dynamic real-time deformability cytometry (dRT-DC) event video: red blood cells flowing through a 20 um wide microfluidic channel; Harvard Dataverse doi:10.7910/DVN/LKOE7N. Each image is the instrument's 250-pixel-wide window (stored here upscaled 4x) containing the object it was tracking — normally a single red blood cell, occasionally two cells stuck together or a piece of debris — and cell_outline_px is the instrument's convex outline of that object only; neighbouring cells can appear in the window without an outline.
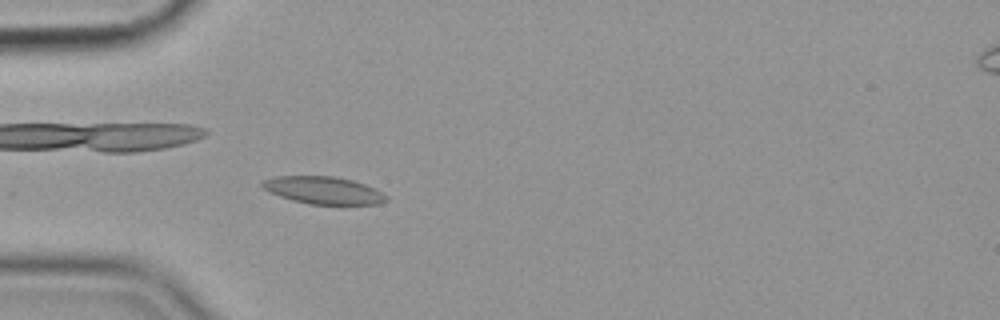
{"species": "common noctule bat (a hibernating species)", "species_latin": "Nyctalus noctula", "temperature_condition": "cold", "stored_images_in_passage": 45, "camera_frame_rate_fps": 3000, "um_per_image_px": 0.085, "animal": {"sex": "female", "body_mass_g": 19.9}, "frame": {"image": 1, "passage_image": 17, "time_ms": 5.333, "image_size_px": [1000, 320], "cell_outline_px": [[388, 200], [380, 204], [308, 204], [292, 200], [268, 192], [260, 184], [264, 180], [276, 176], [332, 176], [352, 180], [364, 184], [388, 196]], "centroid_in_image_um": [27.47, 16.18], "position_along_channel_um": 57.5, "area_um2": 19.65}}
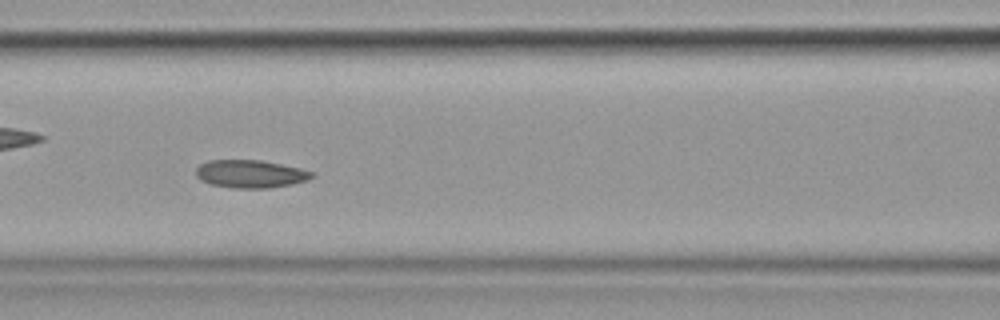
{"frame": {"image": 2, "passage_image": 25, "time_ms": 8.0, "image_size_px": [1000, 320], "cell_outline_px": [[316, 176], [308, 180], [292, 184], [268, 188], [236, 188], [212, 184], [200, 180], [196, 176], [196, 168], [200, 164], [208, 160], [260, 160], [300, 168], [316, 172]], "centroid_in_image_um": [21.32, 14.78], "position_along_channel_um": 145.3, "area_um2": 18.9}}
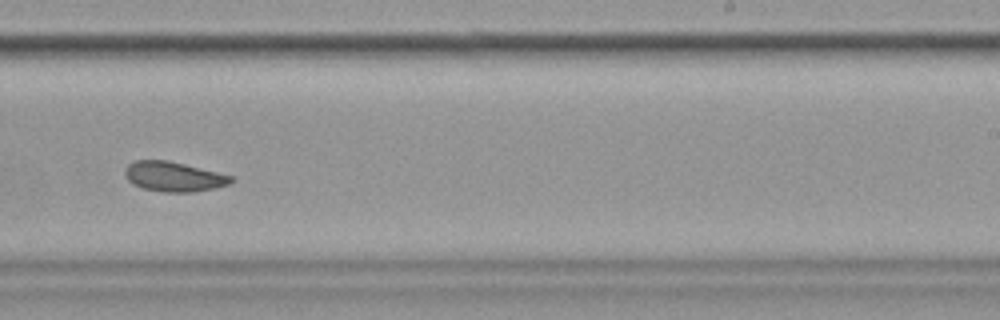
{"frame": {"image": 3, "passage_image": 36, "time_ms": 11.667, "image_size_px": [1000, 320], "cell_outline_px": [[236, 180], [228, 184], [216, 188], [192, 192], [164, 192], [144, 188], [132, 184], [124, 176], [124, 168], [132, 160], [168, 160], [232, 176]], "centroid_in_image_um": [14.73, 15.01], "position_along_channel_um": 274.3, "area_um2": 18.5}, "authors_computed_cell_mechanics": {"area_um2": 19.7098, "velocity_mm_per_s": 3.5271, "shape_relaxation_time_tau1_ms": null, "shape_relaxation_time_tau2_ms": 4.0555, "deformation_change_tau1": null, "deformation_change_tau2": 0.09}}